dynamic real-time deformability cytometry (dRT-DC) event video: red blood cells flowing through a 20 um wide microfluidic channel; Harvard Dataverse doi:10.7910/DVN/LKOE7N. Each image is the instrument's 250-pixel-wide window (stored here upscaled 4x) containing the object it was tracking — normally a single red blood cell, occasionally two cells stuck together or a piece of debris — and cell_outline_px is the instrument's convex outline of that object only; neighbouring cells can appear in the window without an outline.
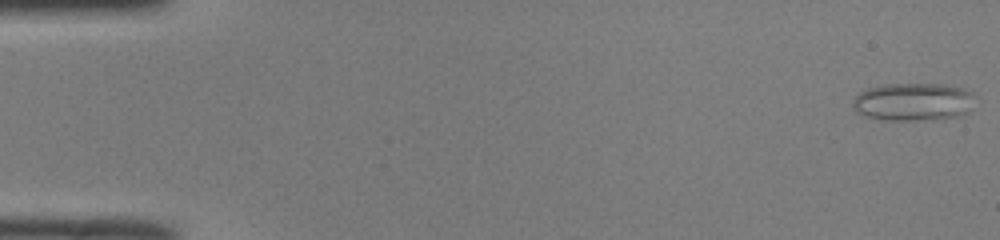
{"species": "common noctule bat (a hibernating species)", "species_latin": "Nyctalus noctula", "temperature_condition": "room temperature", "stored_images_in_passage": 50, "camera_frame_rate_fps": 3000, "um_per_image_px": 0.085, "animal": {"sex": "male", "body_mass_g": 19.0, "forearm_length_mm": 50.8}, "frame": {"image": 1, "passage_image": 1, "time_ms": 0.0, "image_size_px": [1000, 240], "cell_outline_px": [[972, 96], [968, 112], [956, 116], [936, 120], [888, 120], [864, 116], [856, 112], [852, 104], [856, 96], [860, 92], [868, 88], [884, 84], [944, 84], [964, 88], [972, 92]], "centroid_in_image_um": [77.59, 8.66], "position_along_channel_um": 7.4, "area_um2": 26.93}}
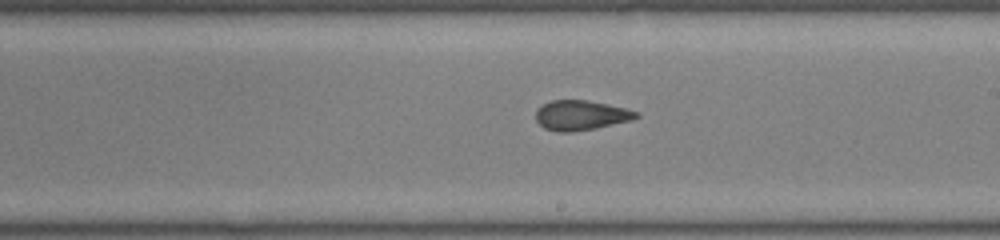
{"frame": {"image": 2, "passage_image": 29, "time_ms": 9.333, "image_size_px": [1000, 240], "cell_outline_px": [[640, 116], [632, 120], [596, 128], [572, 132], [556, 132], [544, 128], [536, 120], [536, 112], [544, 104], [552, 100], [588, 100], [608, 104], [640, 112]], "centroid_in_image_um": [49.41, 9.8], "position_along_channel_um": 239.6, "area_um2": 17.46}}
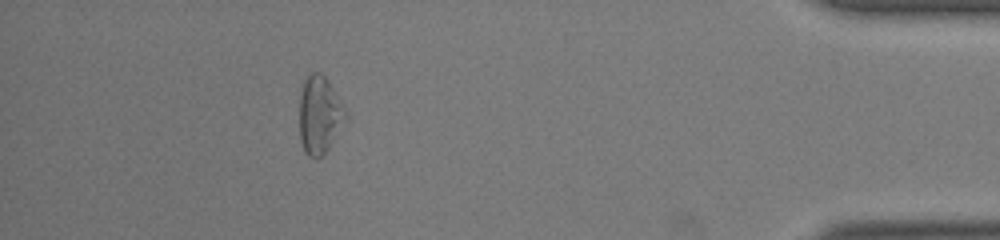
{"frame": {"image": 3, "passage_image": 45, "time_ms": 14.667, "image_size_px": [1000, 240], "cell_outline_px": [[348, 116], [328, 148], [316, 160], [308, 156], [304, 152], [300, 140], [300, 88], [308, 72], [320, 72], [328, 80], [348, 112]], "centroid_in_image_um": [27.15, 9.74], "position_along_channel_um": 408.1, "area_um2": 21.1}, "authors_computed_cell_mechanics": {"area_um2": 18.785, "velocity_mm_per_s": 4.106, "shape_relaxation_time_tau1_ms": null, "shape_relaxation_time_tau2_ms": 1.1439, "deformation_change_tau1": null, "deformation_change_tau2": 0.0792}}